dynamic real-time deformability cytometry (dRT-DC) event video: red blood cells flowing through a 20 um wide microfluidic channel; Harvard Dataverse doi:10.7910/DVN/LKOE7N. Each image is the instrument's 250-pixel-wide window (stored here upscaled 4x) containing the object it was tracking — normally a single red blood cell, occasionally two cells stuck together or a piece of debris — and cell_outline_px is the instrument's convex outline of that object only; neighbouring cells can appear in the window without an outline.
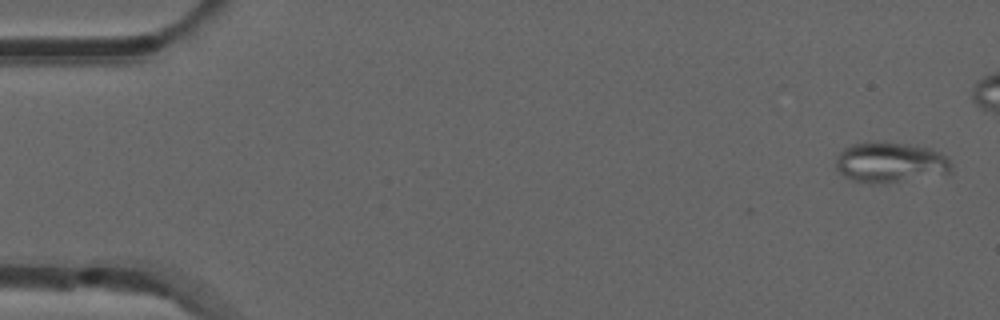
{"species": "common noctule bat (a hibernating species)", "species_latin": "Nyctalus noctula", "temperature_condition": "room temperature", "stored_images_in_passage": 45, "camera_frame_rate_fps": 3000, "um_per_image_px": 0.085, "animal": {"sex": "male", "forearm_length_mm": 52.5}, "frame": {"image": 1, "passage_image": 1, "time_ms": 0.0, "image_size_px": [1000, 320], "cell_outline_px": [[952, 172], [872, 184], [856, 180], [844, 176], [836, 168], [836, 156], [844, 148], [852, 144], [872, 140], [884, 140], [932, 148], [948, 156], [952, 164]], "centroid_in_image_um": [75.67, 13.74], "position_along_channel_um": 9.3, "area_um2": 27.28}}
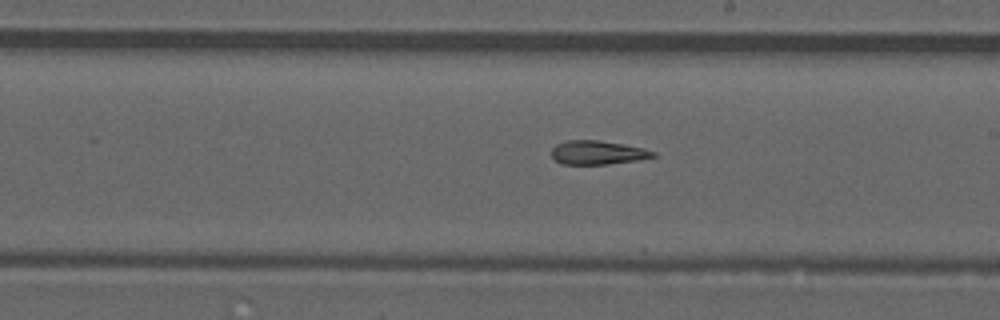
{"frame": {"image": 2, "passage_image": 29, "time_ms": 9.333, "image_size_px": [1000, 320], "cell_outline_px": [[656, 156], [640, 160], [608, 164], [560, 164], [552, 156], [552, 148], [556, 144], [568, 140], [596, 140], [624, 144], [656, 152]], "centroid_in_image_um": [50.79, 12.97], "position_along_channel_um": 238.2, "area_um2": 14.05}}
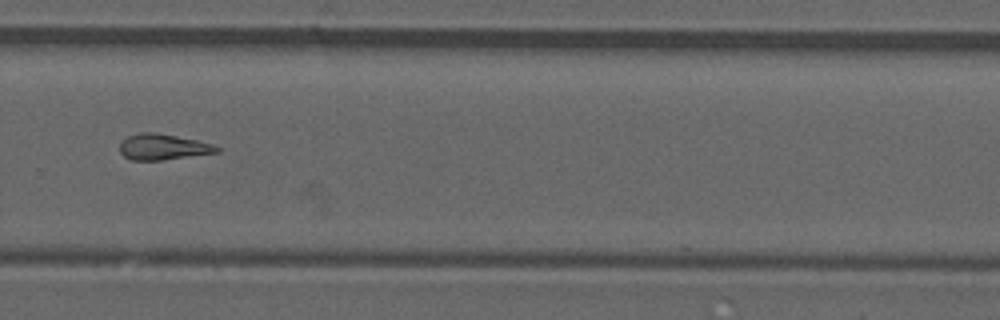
{"frame": {"image": 3, "passage_image": 35, "time_ms": 11.333, "image_size_px": [1000, 320], "cell_outline_px": [[220, 152], [160, 160], [132, 160], [124, 156], [120, 152], [120, 144], [128, 136], [140, 132], [156, 132], [196, 140], [212, 144], [220, 148]], "centroid_in_image_um": [13.85, 12.48], "position_along_channel_um": 316.0, "area_um2": 14.45}}